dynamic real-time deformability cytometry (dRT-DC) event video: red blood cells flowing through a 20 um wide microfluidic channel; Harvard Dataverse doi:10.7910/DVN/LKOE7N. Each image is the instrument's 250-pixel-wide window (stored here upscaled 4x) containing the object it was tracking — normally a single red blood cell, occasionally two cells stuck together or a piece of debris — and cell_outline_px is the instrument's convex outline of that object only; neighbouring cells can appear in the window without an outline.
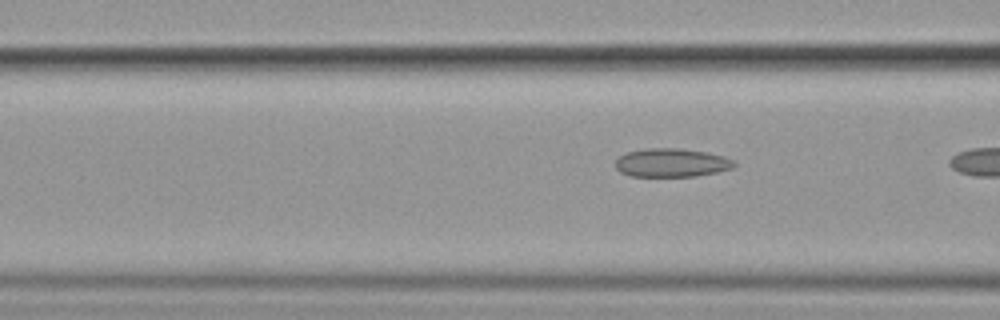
{"species": "common noctule bat (a hibernating species)", "species_latin": "Nyctalus noctula", "temperature_condition": "cold", "stored_images_in_passage": 8, "segment_of_instrument_passage": [2, 2], "camera_frame_rate_fps": 3000, "um_per_image_px": 0.085, "animal": {"sex": "female", "body_mass_g": 19.9}, "frame": {"image": 1, "passage_image": 8, "time_ms": 8.333, "image_size_px": [1000, 320], "cell_outline_px": [[736, 164], [732, 168], [716, 172], [696, 176], [632, 176], [620, 172], [616, 168], [616, 160], [620, 156], [628, 152], [644, 148], [676, 148], [708, 152], [724, 156], [732, 160]], "centroid_in_image_um": [57.08, 13.83], "position_along_channel_um": 109.5, "area_um2": 19.65}}